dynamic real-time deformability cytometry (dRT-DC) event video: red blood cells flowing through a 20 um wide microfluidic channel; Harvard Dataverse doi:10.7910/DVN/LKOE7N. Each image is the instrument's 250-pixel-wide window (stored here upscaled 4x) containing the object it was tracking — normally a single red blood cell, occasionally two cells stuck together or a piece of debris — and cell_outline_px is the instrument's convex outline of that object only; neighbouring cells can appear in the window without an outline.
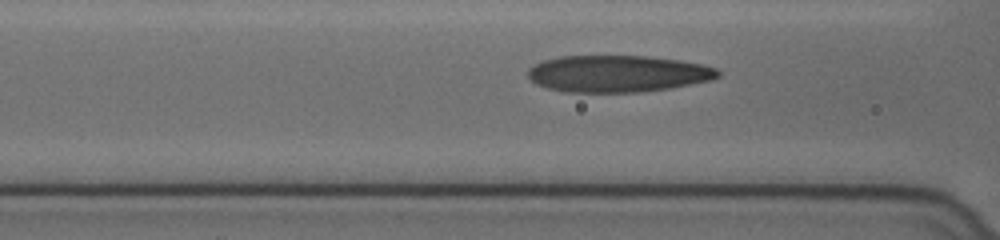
{"species": "human", "species_latin": "Homo sapiens", "temperature_condition": "cold", "stored_images_in_passage": 36, "camera_frame_rate_fps": 3000, "um_per_image_px": 0.085, "donor": {"sex": "female"}, "frame": {"image": 1, "passage_image": 12, "time_ms": 3.667, "image_size_px": [1000, 240], "cell_outline_px": [[720, 76], [712, 80], [668, 88], [640, 92], [568, 92], [548, 88], [536, 84], [528, 76], [528, 68], [532, 64], [544, 60], [560, 56], [648, 56], [680, 60], [700, 64], [716, 68], [720, 72]], "centroid_in_image_um": [52.49, 6.26], "position_along_channel_um": 114.1, "area_um2": 40.75}}
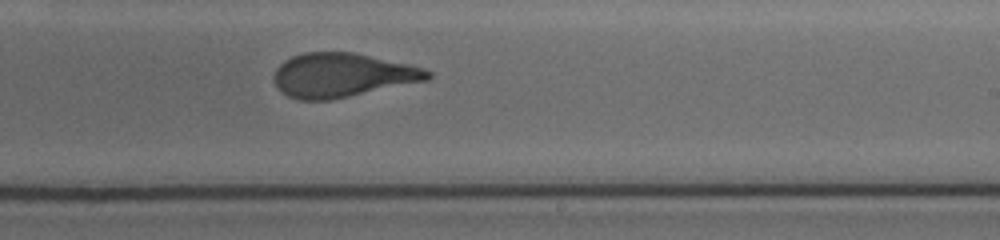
{"frame": {"image": 2, "passage_image": 24, "time_ms": 7.667, "image_size_px": [1000, 240], "cell_outline_px": [[432, 76], [428, 80], [332, 100], [300, 100], [288, 96], [276, 84], [272, 76], [276, 68], [284, 60], [292, 56], [304, 52], [352, 52], [408, 64], [424, 68], [432, 72]], "centroid_in_image_um": [29.09, 6.39], "position_along_channel_um": 259.9, "area_um2": 39.42}}
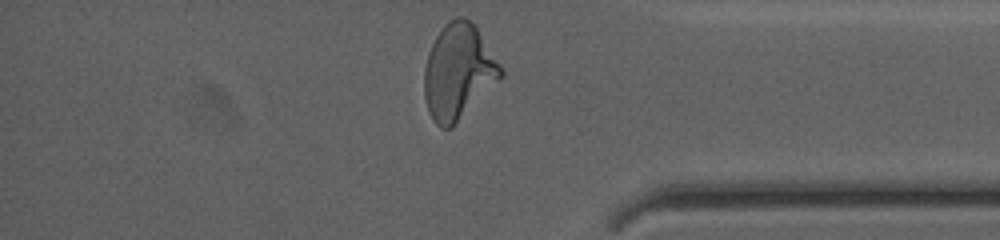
{"frame": {"image": 3, "passage_image": 36, "time_ms": 11.667, "image_size_px": [1000, 240], "cell_outline_px": [[504, 76], [452, 128], [440, 128], [432, 120], [428, 112], [424, 96], [424, 68], [428, 52], [436, 36], [456, 16], [464, 16], [476, 24], [504, 72]], "centroid_in_image_um": [38.96, 6.12], "position_along_channel_um": 396.2, "area_um2": 42.54}, "authors_computed_cell_mechanics": {"area_um2": 40.5178, "velocity_mm_per_s": 3.6386, "shape_relaxation_time_tau1_ms": 5.3572, "shape_relaxation_time_tau2_ms": 1.1138, "deformation_change_tau1": 0.2224, "deformation_change_tau2": 0.0899}}